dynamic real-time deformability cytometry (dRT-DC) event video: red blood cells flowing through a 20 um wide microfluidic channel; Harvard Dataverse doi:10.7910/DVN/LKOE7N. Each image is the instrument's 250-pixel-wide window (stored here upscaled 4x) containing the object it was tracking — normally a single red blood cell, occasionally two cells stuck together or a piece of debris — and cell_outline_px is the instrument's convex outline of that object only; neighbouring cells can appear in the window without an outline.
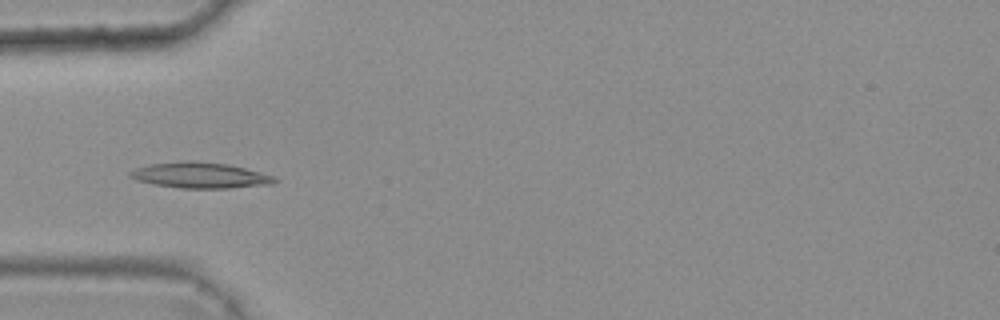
{"species": "common noctule bat (a hibernating species)", "species_latin": "Nyctalus noctula", "temperature_condition": "warm", "stored_images_in_passage": 9, "camera_frame_rate_fps": 3000, "um_per_image_px": 0.085, "animal": {"sex": "female", "body_mass_g": 25.1}, "frame": {"image": 1, "passage_image": 4, "time_ms": 1.0, "image_size_px": [1000, 320], "cell_outline_px": [[280, 180], [272, 184], [232, 188], [180, 188], [152, 184], [136, 180], [128, 176], [128, 172], [136, 168], [148, 164], [184, 160], [192, 160], [228, 164], [260, 172], [272, 176]], "centroid_in_image_um": [16.98, 14.89], "position_along_channel_um": 68.0, "area_um2": 21.91}}
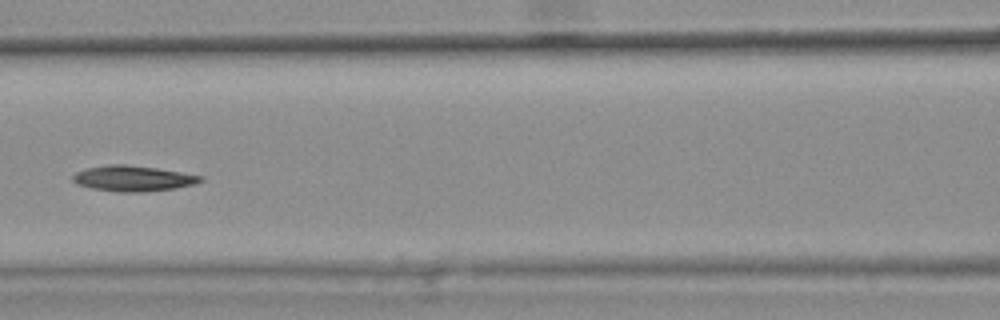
{"frame": {"image": 2, "passage_image": 6, "time_ms": 1.667, "image_size_px": [1000, 320], "cell_outline_px": [[204, 180], [196, 184], [176, 188], [144, 192], [116, 192], [92, 188], [76, 184], [72, 180], [72, 176], [76, 172], [84, 168], [108, 164], [124, 164], [156, 168], [204, 176]], "centroid_in_image_um": [11.3, 15.17], "position_along_channel_um": 155.3, "area_um2": 19.25}}